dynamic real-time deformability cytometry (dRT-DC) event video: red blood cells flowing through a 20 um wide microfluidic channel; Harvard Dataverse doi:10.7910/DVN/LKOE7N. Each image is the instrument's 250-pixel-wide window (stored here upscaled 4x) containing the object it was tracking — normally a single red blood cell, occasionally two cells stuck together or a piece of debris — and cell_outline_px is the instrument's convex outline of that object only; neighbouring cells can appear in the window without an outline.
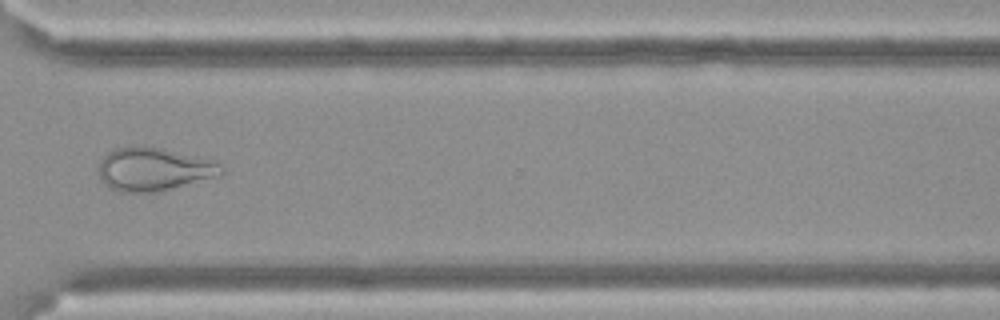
{"species": "Egyptian fruit bat (a non-hibernating species)", "species_latin": "Rousettus aegyptiacus", "temperature_condition": "cold", "stored_images_in_passage": 14, "camera_frame_rate_fps": 3000, "um_per_image_px": 0.085, "frame": {"image": 1, "passage_image": 12, "time_ms": 3.667, "image_size_px": [1000, 320], "cell_outline_px": [[224, 172], [216, 176], [160, 192], [120, 192], [112, 188], [100, 180], [100, 164], [104, 156], [108, 152], [116, 148], [160, 148], [212, 160], [220, 164], [224, 168]], "centroid_in_image_um": [13.09, 14.42], "position_along_channel_um": 357.5, "area_um2": 30.11}}